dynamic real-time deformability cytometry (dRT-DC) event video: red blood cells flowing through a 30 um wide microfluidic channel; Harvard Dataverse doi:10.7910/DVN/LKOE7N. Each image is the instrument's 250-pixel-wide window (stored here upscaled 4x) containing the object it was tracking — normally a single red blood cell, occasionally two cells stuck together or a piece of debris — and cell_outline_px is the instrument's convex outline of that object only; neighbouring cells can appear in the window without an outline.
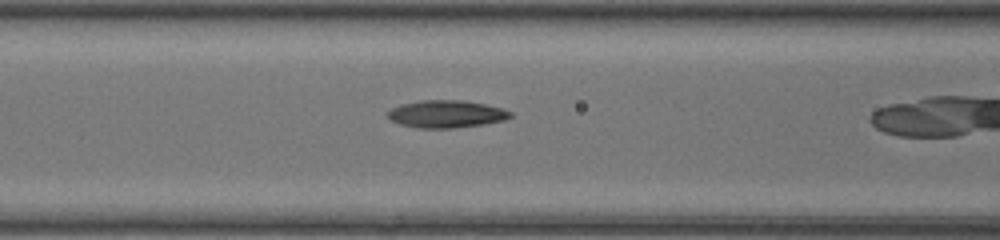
{"species": "common noctule bat (a hibernating species)", "species_latin": "Nyctalus noctula", "temperature_condition": "room temperature", "stored_images_in_passage": 21, "camera_frame_rate_fps": 3000, "um_per_image_px": 0.085, "animal": {"sex": "female", "body_mass_g": 20.0, "forearm_length_mm": 54.0}, "frame": {"image": 1, "passage_image": 3, "time_ms": 0.667, "image_size_px": [1000, 240], "cell_outline_px": [[512, 116], [504, 120], [480, 124], [452, 128], [416, 128], [400, 124], [392, 120], [388, 116], [388, 112], [392, 108], [400, 104], [420, 100], [460, 100], [484, 104], [500, 108], [512, 112]], "centroid_in_image_um": [37.9, 9.68], "position_along_channel_um": 128.7, "area_um2": 19.36}}
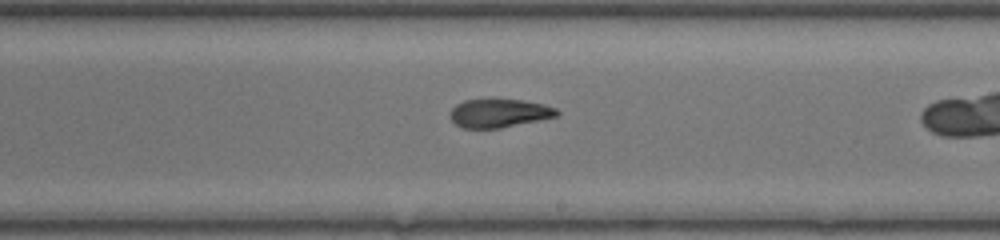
{"frame": {"image": 2, "passage_image": 11, "time_ms": 3.333, "image_size_px": [1000, 240], "cell_outline_px": [[560, 112], [556, 116], [500, 128], [460, 128], [452, 120], [452, 108], [456, 104], [464, 100], [520, 100], [540, 104], [556, 108]], "centroid_in_image_um": [42.4, 9.63], "position_along_channel_um": 246.6, "area_um2": 17.22}}
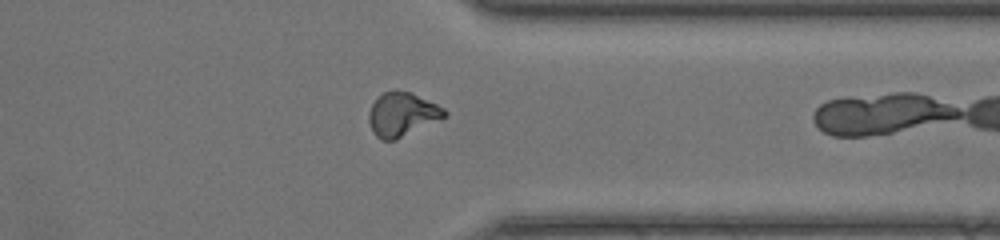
{"frame": {"image": 3, "passage_image": 20, "time_ms": 6.333, "image_size_px": [1000, 240], "cell_outline_px": [[448, 116], [396, 140], [380, 140], [372, 132], [368, 120], [368, 116], [372, 104], [384, 92], [396, 88], [412, 92], [444, 108], [448, 112]], "centroid_in_image_um": [34.19, 9.71], "position_along_channel_um": 377.2, "area_um2": 19.59}}